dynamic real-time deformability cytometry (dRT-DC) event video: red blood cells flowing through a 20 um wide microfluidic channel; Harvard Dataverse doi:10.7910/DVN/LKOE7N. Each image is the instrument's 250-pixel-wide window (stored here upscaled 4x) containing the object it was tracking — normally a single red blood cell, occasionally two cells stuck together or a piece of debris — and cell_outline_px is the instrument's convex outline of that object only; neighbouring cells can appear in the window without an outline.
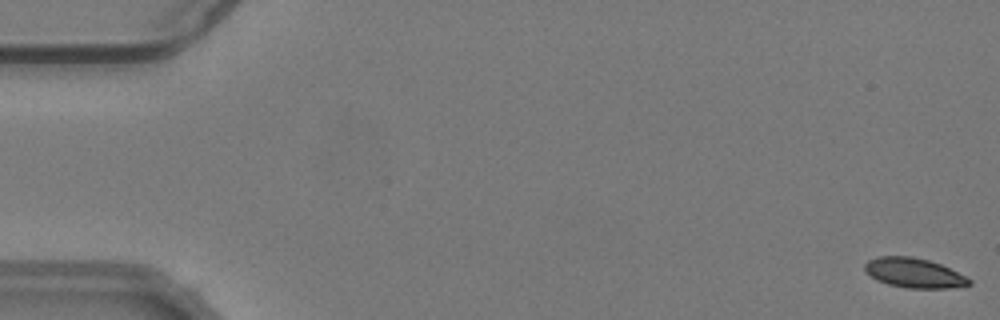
{"species": "common noctule bat (a hibernating species)", "species_latin": "Nyctalus noctula", "temperature_condition": "warm", "stored_images_in_passage": 55, "camera_frame_rate_fps": 3000, "um_per_image_px": 0.085, "animal": {"sex": "male", "body_mass_g": 19.2, "forearm_length_mm": 51.8}, "frame": {"image": 1, "passage_image": 1, "time_ms": 0.0, "image_size_px": [1000, 320], "cell_outline_px": [[972, 284], [964, 288], [908, 288], [888, 284], [876, 280], [864, 268], [864, 264], [868, 260], [876, 256], [912, 256], [928, 260], [940, 264], [968, 276], [972, 280]], "centroid_in_image_um": [77.77, 23.21], "position_along_channel_um": 7.2, "area_um2": 18.32}}
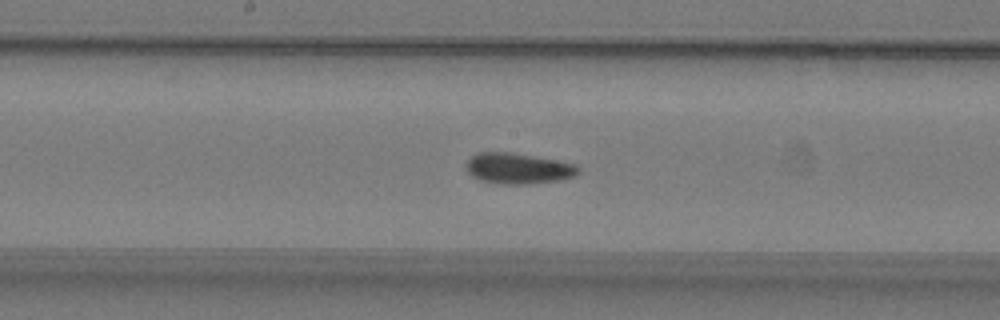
{"frame": {"image": 2, "passage_image": 29, "time_ms": 9.333, "image_size_px": [1000, 320], "cell_outline_px": [[580, 172], [576, 176], [564, 180], [532, 184], [500, 184], [480, 180], [472, 176], [468, 172], [464, 164], [476, 152], [512, 152], [556, 160], [576, 164], [580, 168]], "centroid_in_image_um": [44.07, 14.32], "position_along_channel_um": 204.1, "area_um2": 20.52}}
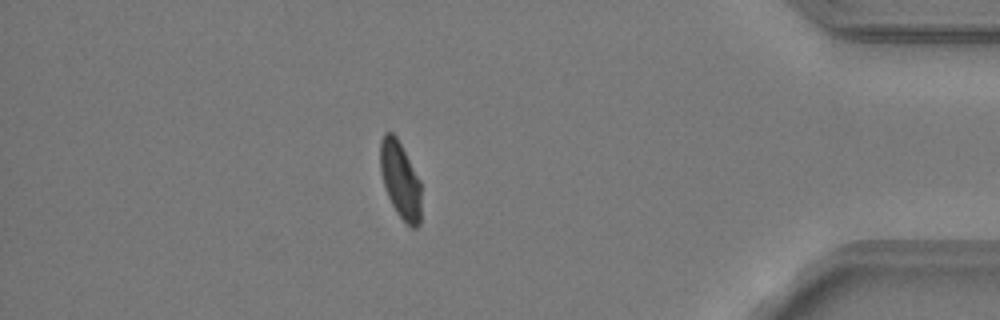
{"frame": {"image": 3, "passage_image": 48, "time_ms": 15.667, "image_size_px": [1000, 320], "cell_outline_px": [[420, 224], [416, 228], [412, 228], [396, 212], [388, 196], [380, 172], [380, 140], [384, 132], [392, 132], [396, 136], [420, 180]], "centroid_in_image_um": [34.01, 15.28], "position_along_channel_um": 401.2, "area_um2": 18.15}, "authors_computed_cell_mechanics": {"area_um2": 19.2474, "velocity_mm_per_s": 3.7641, "shape_relaxation_time_tau1_ms": 11.0394, "shape_relaxation_time_tau2_ms": 1.3146, "deformation_change_tau1": 0.2288, "deformation_change_tau2": 0.0696}}